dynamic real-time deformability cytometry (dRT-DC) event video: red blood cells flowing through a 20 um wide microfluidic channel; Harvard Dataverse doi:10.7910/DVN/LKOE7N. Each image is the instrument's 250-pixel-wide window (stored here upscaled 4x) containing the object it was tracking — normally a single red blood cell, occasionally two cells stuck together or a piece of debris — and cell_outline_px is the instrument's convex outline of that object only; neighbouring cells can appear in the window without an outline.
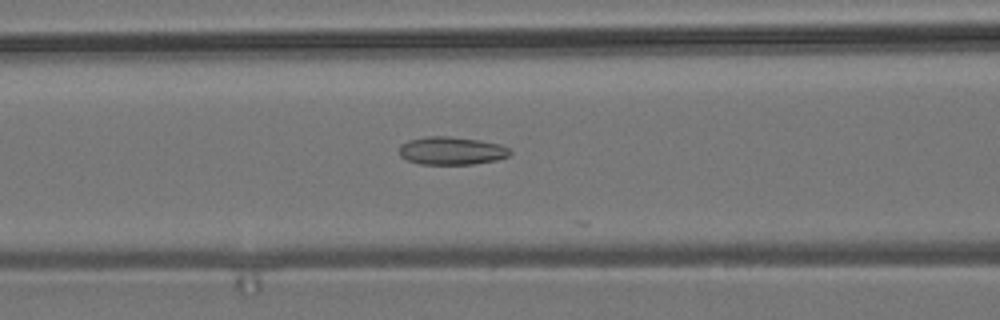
{"species": "common noctule bat (a hibernating species)", "species_latin": "Nyctalus noctula", "temperature_condition": "room temperature", "stored_images_in_passage": 30, "camera_frame_rate_fps": 3000, "um_per_image_px": 0.085, "animal": {"sex": "male", "body_mass_g": 19.2, "forearm_length_mm": 51.8}, "frame": {"image": 1, "passage_image": 22, "time_ms": 7.0, "image_size_px": [1000, 320], "cell_outline_px": [[512, 152], [508, 156], [496, 160], [472, 164], [420, 164], [408, 160], [400, 156], [400, 144], [408, 140], [424, 136], [448, 136], [480, 140], [500, 144], [508, 148]], "centroid_in_image_um": [38.37, 12.8], "position_along_channel_um": 128.2, "area_um2": 18.09}}
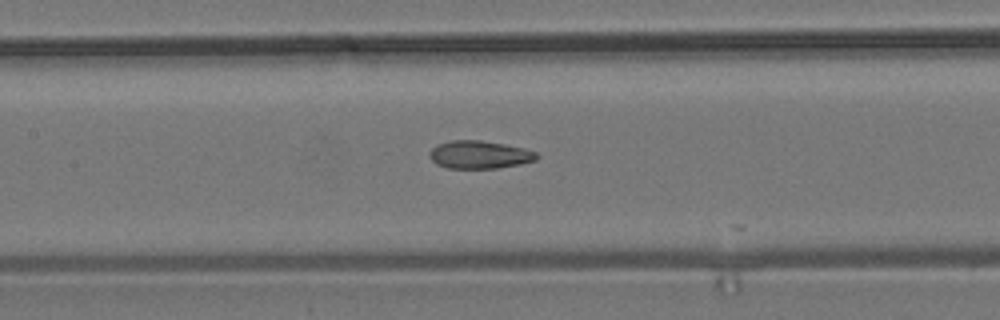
{"frame": {"image": 2, "passage_image": 25, "time_ms": 8.0, "image_size_px": [1000, 320], "cell_outline_px": [[540, 156], [536, 160], [520, 164], [496, 168], [448, 168], [436, 164], [428, 156], [432, 148], [436, 144], [452, 140], [480, 140], [504, 144], [524, 148], [536, 152]], "centroid_in_image_um": [40.75, 13.14], "position_along_channel_um": 166.7, "area_um2": 17.46}}
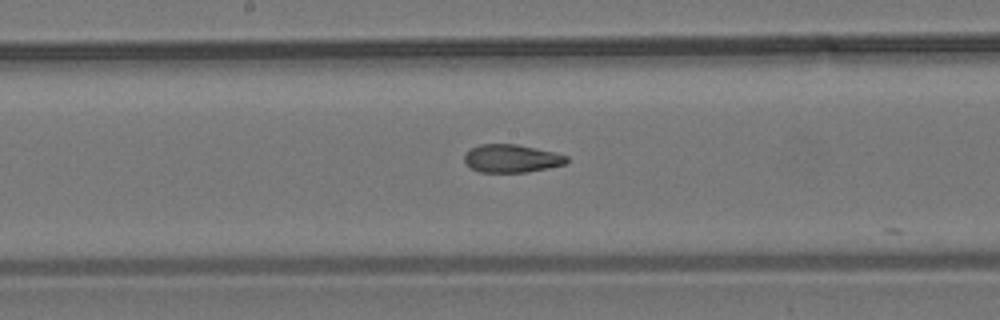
{"frame": {"image": 3, "passage_image": 28, "time_ms": 9.0, "image_size_px": [1000, 320], "cell_outline_px": [[568, 160], [564, 164], [548, 168], [528, 172], [480, 172], [472, 168], [464, 160], [464, 156], [472, 148], [480, 144], [516, 144], [552, 152], [568, 156]], "centroid_in_image_um": [43.49, 13.47], "position_along_channel_um": 204.7, "area_um2": 16.42}}